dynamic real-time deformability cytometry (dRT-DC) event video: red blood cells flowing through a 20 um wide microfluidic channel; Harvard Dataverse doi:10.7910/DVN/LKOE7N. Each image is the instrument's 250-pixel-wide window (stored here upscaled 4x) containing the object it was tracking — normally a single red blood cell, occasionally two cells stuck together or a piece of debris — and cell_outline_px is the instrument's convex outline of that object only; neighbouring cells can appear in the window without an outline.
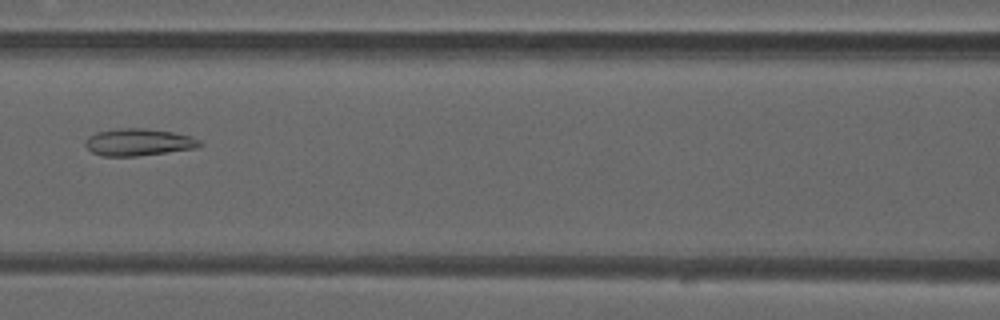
{"species": "common noctule bat (a hibernating species)", "species_latin": "Nyctalus noctula", "temperature_condition": "warm", "stored_images_in_passage": 47, "camera_frame_rate_fps": 3000, "um_per_image_px": 0.085, "animal": {"sex": "male", "forearm_length_mm": 52.5}, "frame": {"image": 1, "passage_image": 20, "time_ms": 6.333, "image_size_px": [1000, 320], "cell_outline_px": [[204, 144], [196, 148], [140, 156], [100, 156], [92, 152], [84, 144], [84, 140], [88, 136], [96, 132], [120, 128], [144, 128], [172, 132], [192, 136], [200, 140]], "centroid_in_image_um": [11.77, 12.09], "position_along_channel_um": 154.8, "area_um2": 18.26}}
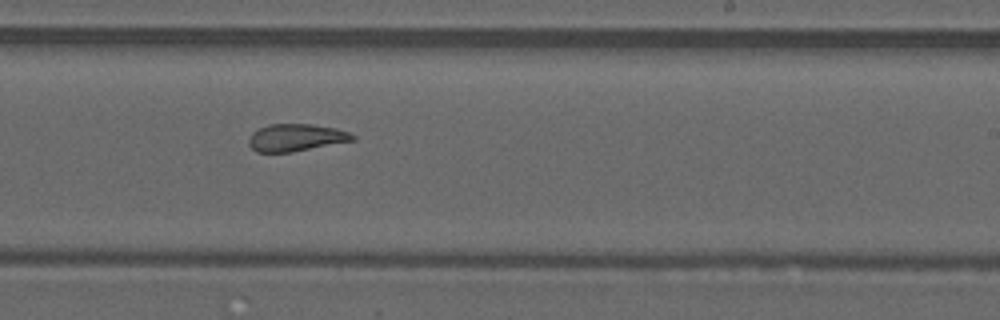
{"frame": {"image": 2, "passage_image": 28, "time_ms": 9.0, "image_size_px": [1000, 320], "cell_outline_px": [[356, 140], [292, 152], [256, 152], [248, 144], [248, 140], [252, 132], [268, 124], [312, 124], [336, 128], [348, 132], [356, 136]], "centroid_in_image_um": [25.16, 11.69], "position_along_channel_um": 263.8, "area_um2": 16.59}}
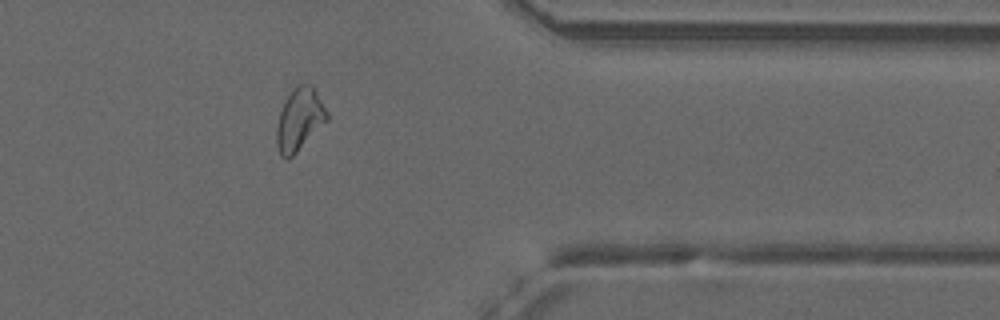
{"frame": {"image": 3, "passage_image": 38, "time_ms": 12.333, "image_size_px": [1000, 320], "cell_outline_px": [[328, 120], [288, 160], [280, 156], [276, 144], [276, 128], [280, 112], [284, 100], [292, 88], [296, 84], [308, 84], [316, 92], [328, 112]], "centroid_in_image_um": [25.43, 10.16], "position_along_channel_um": 386.0, "area_um2": 18.26}, "authors_computed_cell_mechanics": {"area_um2": 18.4382, "velocity_mm_per_s": 4.1074, "shape_relaxation_time_tau1_ms": null, "shape_relaxation_time_tau2_ms": 1.5637, "deformation_change_tau1": null, "deformation_change_tau2": 0.0871}}